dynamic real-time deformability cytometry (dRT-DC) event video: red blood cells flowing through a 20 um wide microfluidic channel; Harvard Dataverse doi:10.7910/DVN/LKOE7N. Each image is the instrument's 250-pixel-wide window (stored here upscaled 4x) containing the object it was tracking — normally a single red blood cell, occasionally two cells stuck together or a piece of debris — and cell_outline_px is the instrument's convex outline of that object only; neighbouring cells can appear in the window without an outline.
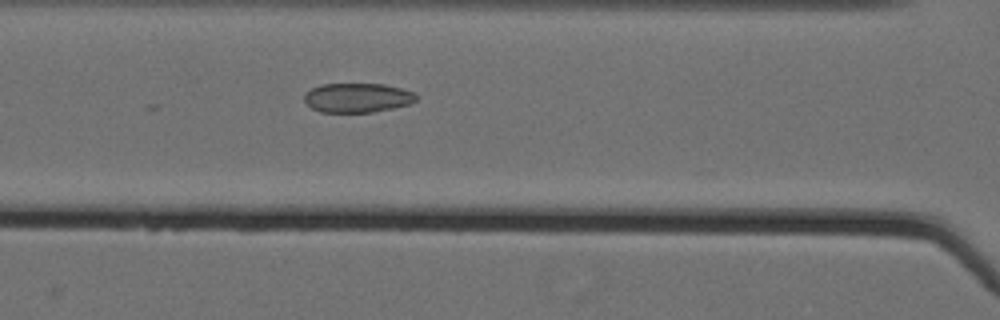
{"species": "Egyptian fruit bat (a non-hibernating species)", "species_latin": "Rousettus aegyptiacus", "temperature_condition": "cold", "stored_images_in_passage": 10, "camera_frame_rate_fps": 3000, "um_per_image_px": 0.085, "animal": {"sex": "female"}, "frame": {"image": 1, "passage_image": 6, "time_ms": 1.667, "image_size_px": [1000, 320], "cell_outline_px": [[420, 96], [416, 100], [408, 104], [392, 108], [372, 112], [320, 112], [312, 108], [304, 100], [304, 92], [320, 84], [384, 84], [416, 92]], "centroid_in_image_um": [30.39, 8.3], "position_along_channel_um": 136.2, "area_um2": 19.25}}
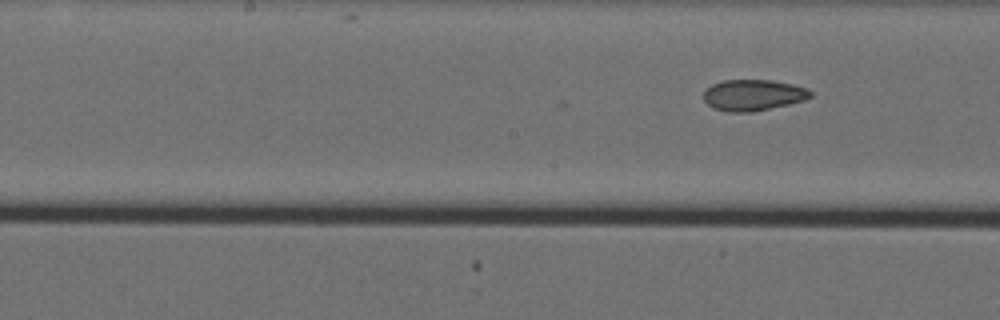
{"frame": {"image": 2, "passage_image": 10, "time_ms": 3.0, "image_size_px": [1000, 320], "cell_outline_px": [[812, 96], [804, 100], [788, 104], [752, 112], [728, 112], [712, 108], [704, 100], [704, 92], [712, 84], [724, 80], [772, 80], [792, 84], [808, 88], [812, 92]], "centroid_in_image_um": [64.02, 8.08], "position_along_channel_um": 184.2, "area_um2": 19.36}}